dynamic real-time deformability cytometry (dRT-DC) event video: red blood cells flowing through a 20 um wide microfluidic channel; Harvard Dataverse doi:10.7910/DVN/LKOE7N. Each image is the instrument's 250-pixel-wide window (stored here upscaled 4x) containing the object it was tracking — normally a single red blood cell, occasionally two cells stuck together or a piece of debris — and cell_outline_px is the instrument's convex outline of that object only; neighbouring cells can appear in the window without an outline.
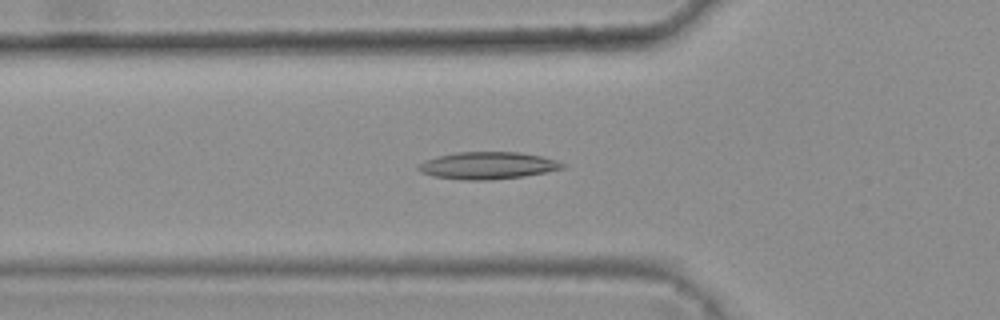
{"species": "common noctule bat (a hibernating species)", "species_latin": "Nyctalus noctula", "temperature_condition": "warm", "stored_images_in_passage": 29, "camera_frame_rate_fps": 3000, "um_per_image_px": 0.085, "animal": {"sex": "female", "body_mass_g": 25.1}, "frame": {"image": 1, "passage_image": 2, "time_ms": 0.333, "image_size_px": [1000, 320], "cell_outline_px": [[568, 164], [564, 168], [524, 176], [488, 180], [464, 180], [432, 176], [420, 172], [416, 168], [424, 160], [456, 152], [520, 152], [540, 156], [556, 160]], "centroid_in_image_um": [41.45, 14.07], "position_along_channel_um": 84.3, "area_um2": 22.77}}
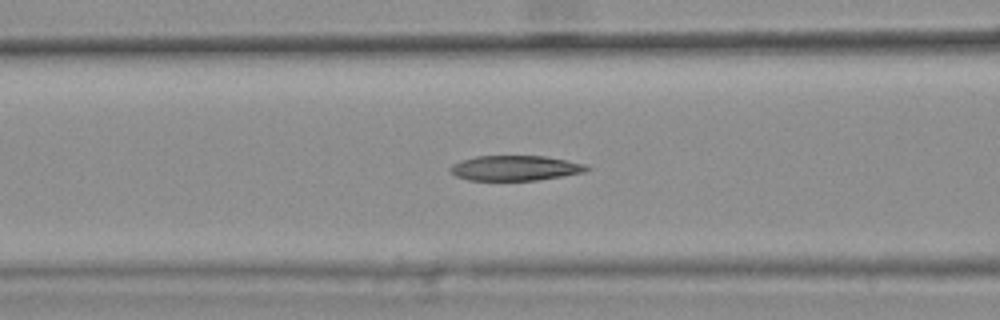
{"frame": {"image": 2, "passage_image": 5, "time_ms": 1.333, "image_size_px": [1000, 320], "cell_outline_px": [[592, 168], [584, 172], [536, 180], [468, 180], [456, 176], [448, 168], [452, 164], [460, 160], [476, 156], [544, 156], [588, 164]], "centroid_in_image_um": [43.79, 14.28], "position_along_channel_um": 122.8, "area_um2": 19.94}}
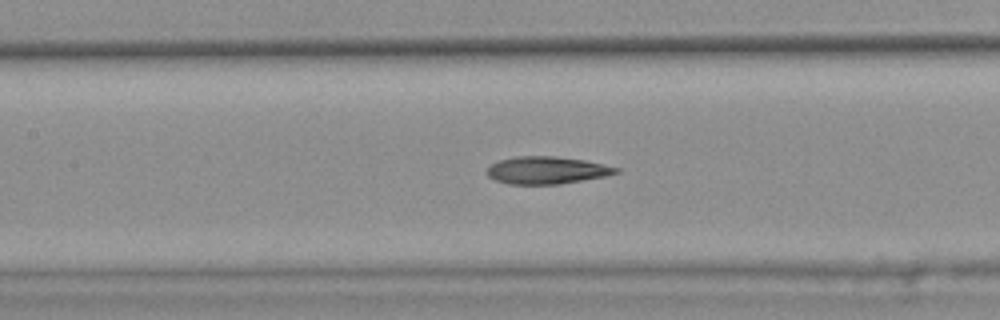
{"frame": {"image": 3, "passage_image": 8, "time_ms": 2.333, "image_size_px": [1000, 320], "cell_outline_px": [[620, 172], [604, 176], [560, 184], [508, 184], [496, 180], [488, 176], [488, 168], [492, 164], [500, 160], [516, 156], [556, 156], [584, 160], [620, 168]], "centroid_in_image_um": [46.48, 14.47], "position_along_channel_um": 160.9, "area_um2": 20.4}}